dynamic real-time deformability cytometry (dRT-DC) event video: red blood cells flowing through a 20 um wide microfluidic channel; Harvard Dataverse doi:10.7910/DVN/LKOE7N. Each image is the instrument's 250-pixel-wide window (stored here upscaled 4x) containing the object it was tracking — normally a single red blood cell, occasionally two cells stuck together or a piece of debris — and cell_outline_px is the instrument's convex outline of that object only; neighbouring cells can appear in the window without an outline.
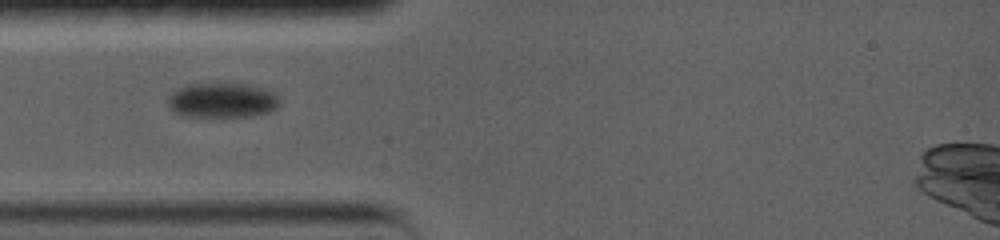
{"species": "common noctule bat (a hibernating species)", "species_latin": "Nyctalus noctula", "temperature_condition": "warm", "stored_images_in_passage": 16, "camera_frame_rate_fps": 5000, "um_per_image_px": 0.085, "animal": {"sex": "female", "body_mass_g": 19.0, "forearm_length_mm": 56.7}, "frame": {"image": 1, "passage_image": 1, "time_ms": 0.0, "image_size_px": [1000, 240], "cell_outline_px": [[276, 104], [272, 108], [264, 112], [236, 116], [200, 116], [176, 112], [172, 108], [172, 96], [180, 88], [188, 84], [240, 84], [256, 88], [272, 96]], "centroid_in_image_um": [18.79, 8.52], "position_along_channel_um": 66.2, "area_um2": 20.29}}
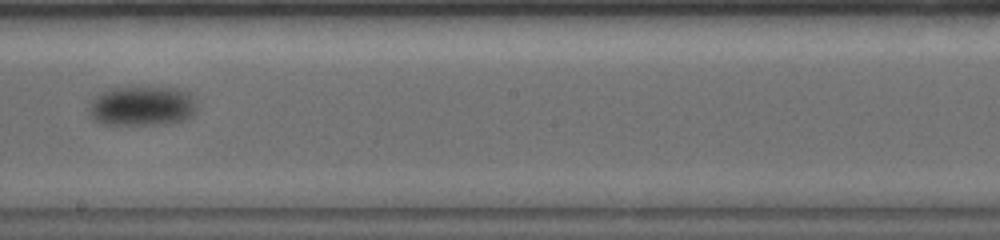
{"frame": {"image": 2, "passage_image": 7, "time_ms": 5.4, "image_size_px": [1000, 240], "cell_outline_px": [[188, 112], [176, 120], [144, 124], [116, 124], [96, 116], [96, 104], [108, 92], [116, 88], [132, 84], [144, 84], [176, 92], [184, 100], [188, 108]], "centroid_in_image_um": [11.97, 8.95], "position_along_channel_um": 236.2, "area_um2": 20.87}}
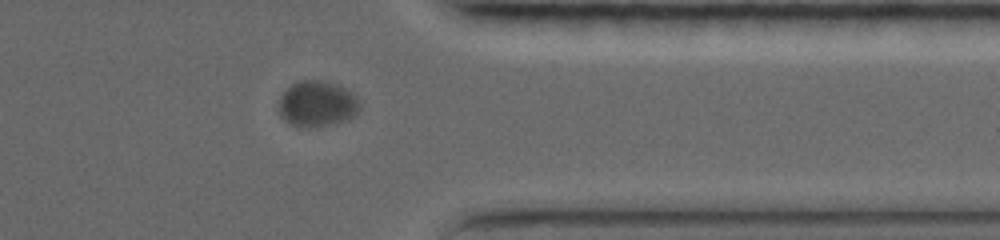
{"frame": {"image": 3, "passage_image": 13, "time_ms": 10.2, "image_size_px": [1000, 240], "cell_outline_px": [[360, 108], [352, 116], [336, 124], [316, 128], [308, 128], [288, 124], [280, 116], [280, 96], [292, 84], [300, 80], [324, 80], [336, 84], [352, 92], [356, 96], [360, 104]], "centroid_in_image_um": [26.95, 8.84], "position_along_channel_um": 384.4, "area_um2": 21.79}}